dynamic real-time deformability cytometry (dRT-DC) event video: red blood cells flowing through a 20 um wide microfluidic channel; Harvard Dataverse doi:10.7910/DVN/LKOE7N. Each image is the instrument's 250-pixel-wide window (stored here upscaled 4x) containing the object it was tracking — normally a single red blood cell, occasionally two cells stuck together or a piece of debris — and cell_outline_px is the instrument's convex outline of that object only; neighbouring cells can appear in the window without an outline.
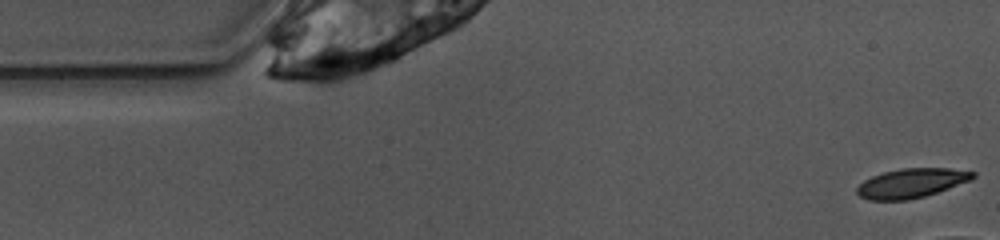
{"species": "common noctule bat (a hibernating species)", "species_latin": "Nyctalus noctula", "temperature_condition": "warm", "stored_images_in_passage": 6, "camera_frame_rate_fps": 3000, "um_per_image_px": 0.085, "animal": {"sex": "female", "body_mass_g": 10.0, "forearm_length_mm": 53.1}, "frame": {"image": 1, "passage_image": 1, "time_ms": 0.0, "image_size_px": [1000, 240], "cell_outline_px": [[976, 176], [972, 180], [924, 196], [908, 200], [868, 200], [860, 196], [856, 192], [856, 188], [864, 180], [872, 176], [884, 172], [900, 168], [948, 168], [976, 172]], "centroid_in_image_um": [77.47, 15.56], "position_along_channel_um": 7.5, "area_um2": 19.77}}